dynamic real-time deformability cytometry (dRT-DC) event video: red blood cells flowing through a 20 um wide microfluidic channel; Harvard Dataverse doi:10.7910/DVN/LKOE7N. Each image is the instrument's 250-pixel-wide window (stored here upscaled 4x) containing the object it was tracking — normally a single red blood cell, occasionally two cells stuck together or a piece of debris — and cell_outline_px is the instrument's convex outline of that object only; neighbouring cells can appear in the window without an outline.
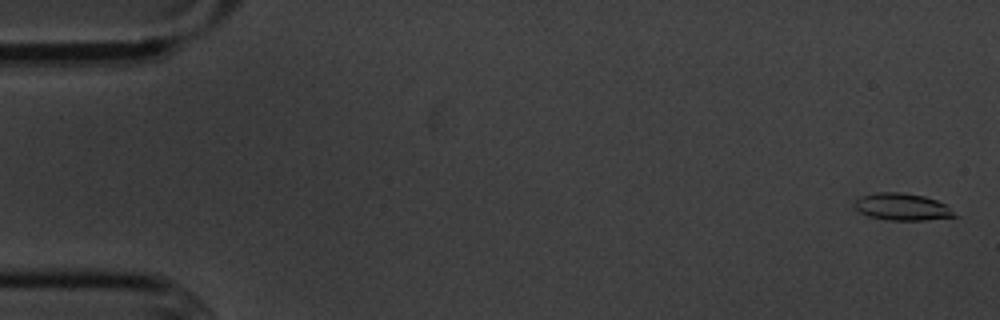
{"species": "common noctule bat (a hibernating species)", "species_latin": "Nyctalus noctula", "temperature_condition": "cold", "stored_images_in_passage": 9, "camera_frame_rate_fps": 3000, "um_per_image_px": 0.085, "animal": {"sex": "male", "body_mass_g": 20.1, "forearm_length_mm": 53.5}, "frame": {"image": 1, "passage_image": 2, "time_ms": 0.333, "image_size_px": [1000, 320], "cell_outline_px": [[960, 216], [924, 220], [888, 220], [868, 216], [860, 212], [852, 204], [860, 196], [876, 192], [900, 192], [924, 196], [936, 200], [944, 204]], "centroid_in_image_um": [76.67, 17.58], "position_along_channel_um": 8.3, "area_um2": 15.78}}